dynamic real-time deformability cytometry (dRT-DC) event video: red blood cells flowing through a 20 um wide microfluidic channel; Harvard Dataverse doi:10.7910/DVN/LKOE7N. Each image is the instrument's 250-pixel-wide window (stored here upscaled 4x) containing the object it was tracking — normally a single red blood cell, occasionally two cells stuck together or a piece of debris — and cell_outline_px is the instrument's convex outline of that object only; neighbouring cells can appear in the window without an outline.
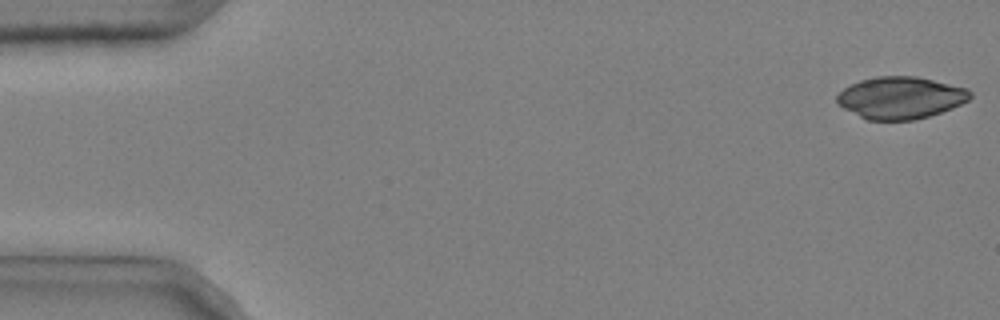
{"species": "common noctule bat (a hibernating species)", "species_latin": "Nyctalus noctula", "temperature_condition": "cold", "stored_images_in_passage": 48, "camera_frame_rate_fps": 3000, "um_per_image_px": 0.085, "animal": {"sex": "male", "body_mass_g": 20.4}, "frame": {"image": 1, "passage_image": 1, "time_ms": 0.0, "image_size_px": [1000, 320], "cell_outline_px": [[972, 96], [968, 100], [952, 108], [916, 120], [868, 120], [836, 104], [836, 96], [844, 88], [860, 80], [876, 76], [916, 76], [968, 88], [972, 92]], "centroid_in_image_um": [76.55, 8.3], "position_along_channel_um": 8.4, "area_um2": 32.6}}